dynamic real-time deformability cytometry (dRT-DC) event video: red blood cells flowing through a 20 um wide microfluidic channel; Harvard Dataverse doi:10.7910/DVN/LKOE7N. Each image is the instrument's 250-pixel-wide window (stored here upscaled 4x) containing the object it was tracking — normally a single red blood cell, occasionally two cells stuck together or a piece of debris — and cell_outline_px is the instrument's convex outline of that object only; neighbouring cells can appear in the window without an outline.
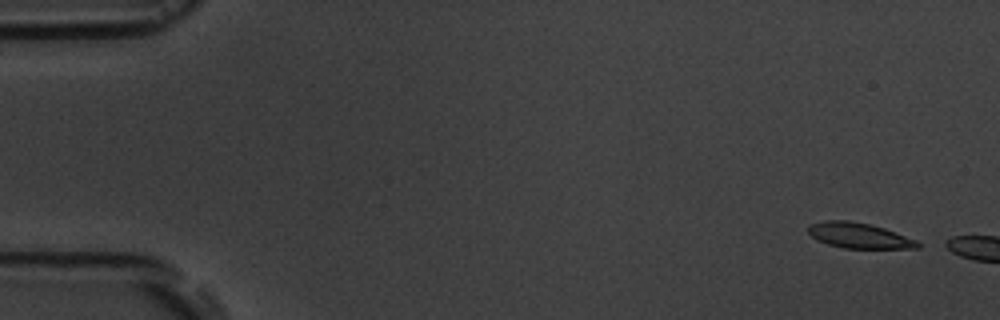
{"species": "common noctule bat (a hibernating species)", "species_latin": "Nyctalus noctula", "temperature_condition": "room temperature", "stored_images_in_passage": 3, "camera_frame_rate_fps": 3000, "um_per_image_px": 0.085, "animal": {"sex": "male", "body_mass_g": 19.5, "forearm_length_mm": 54.6}, "frame": {"image": 1, "passage_image": 1, "time_ms": 0.0, "image_size_px": [1000, 320], "cell_outline_px": [[920, 248], [844, 248], [828, 244], [816, 240], [808, 232], [808, 224], [824, 220], [848, 220], [868, 224], [884, 228], [916, 240], [920, 244]], "centroid_in_image_um": [72.97, 20.01], "position_along_channel_um": 12.0, "area_um2": 16.13}}